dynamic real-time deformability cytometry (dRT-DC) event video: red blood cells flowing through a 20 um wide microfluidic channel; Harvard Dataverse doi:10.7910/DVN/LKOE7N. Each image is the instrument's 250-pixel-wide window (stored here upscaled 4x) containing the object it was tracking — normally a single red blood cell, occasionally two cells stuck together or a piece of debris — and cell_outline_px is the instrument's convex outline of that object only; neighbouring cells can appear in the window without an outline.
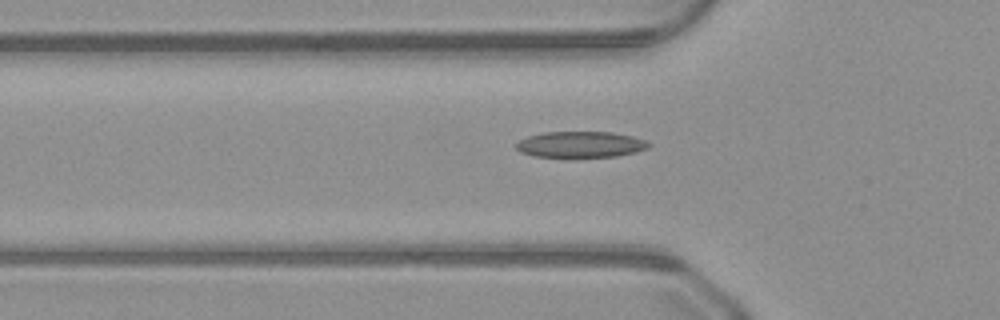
{"species": "common noctule bat (a hibernating species)", "species_latin": "Nyctalus noctula", "temperature_condition": "warm", "stored_images_in_passage": 45, "camera_frame_rate_fps": 3000, "um_per_image_px": 0.085, "animal": {"sex": "male", "body_mass_g": 23.1, "forearm_length_mm": 52.7}, "frame": {"image": 1, "passage_image": 16, "time_ms": 5.0, "image_size_px": [1000, 320], "cell_outline_px": [[652, 144], [648, 148], [636, 152], [616, 156], [572, 160], [532, 156], [520, 152], [516, 148], [516, 144], [520, 140], [528, 136], [544, 132], [612, 132], [632, 136], [648, 140]], "centroid_in_image_um": [49.35, 12.33], "position_along_channel_um": 76.5, "area_um2": 21.21}}
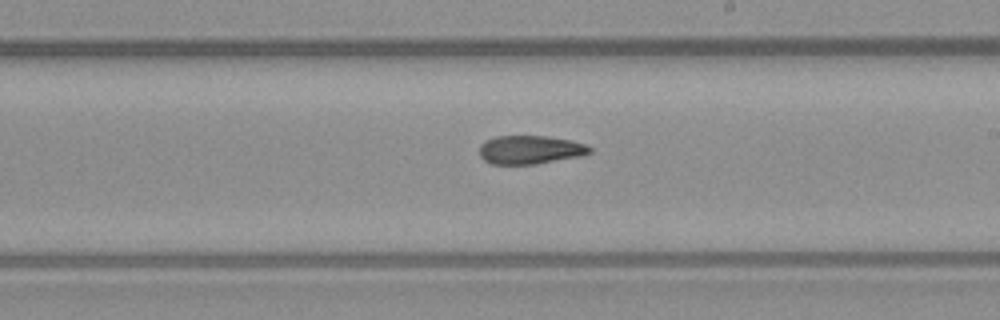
{"frame": {"image": 2, "passage_image": 28, "time_ms": 9.0, "image_size_px": [1000, 320], "cell_outline_px": [[592, 152], [584, 156], [536, 164], [492, 164], [484, 160], [480, 156], [480, 144], [484, 140], [496, 136], [548, 136], [568, 140], [584, 144], [592, 148]], "centroid_in_image_um": [45.07, 12.73], "position_along_channel_um": 243.9, "area_um2": 18.5}}
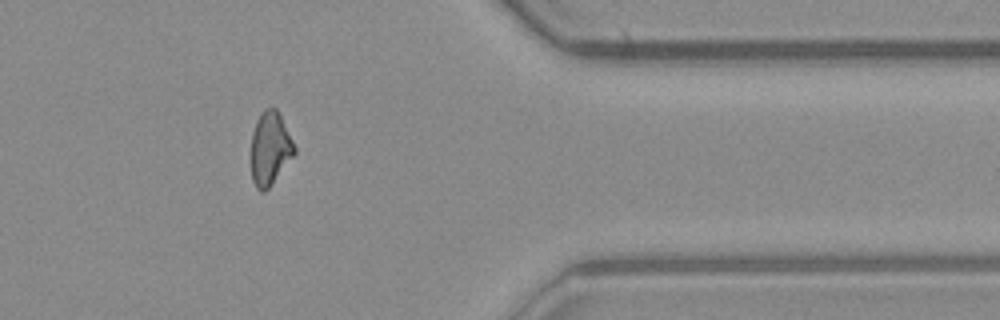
{"frame": {"image": 3, "passage_image": 40, "time_ms": 13.0, "image_size_px": [1000, 320], "cell_outline_px": [[296, 152], [268, 188], [264, 192], [260, 192], [256, 188], [252, 180], [252, 132], [256, 120], [260, 112], [264, 108], [276, 108], [296, 148]], "centroid_in_image_um": [22.94, 12.61], "position_along_channel_um": 388.5, "area_um2": 18.21}}